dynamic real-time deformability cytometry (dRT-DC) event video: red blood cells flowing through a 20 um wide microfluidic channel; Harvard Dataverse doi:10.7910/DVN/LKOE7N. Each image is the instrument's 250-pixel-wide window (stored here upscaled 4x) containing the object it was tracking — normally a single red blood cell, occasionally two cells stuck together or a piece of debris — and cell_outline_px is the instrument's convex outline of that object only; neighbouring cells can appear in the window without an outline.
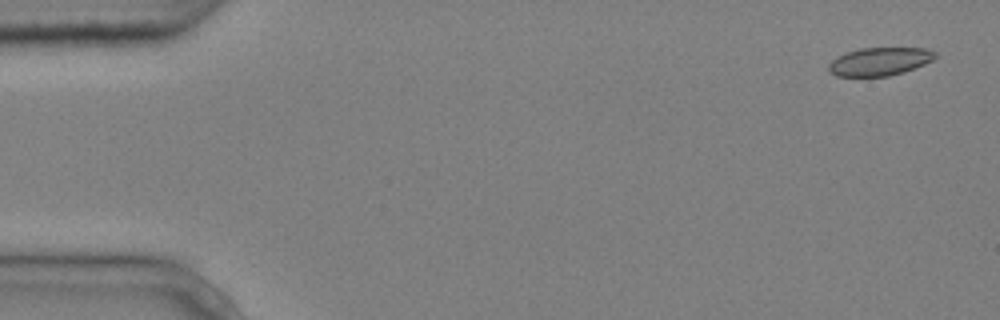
{"species": "common noctule bat (a hibernating species)", "species_latin": "Nyctalus noctula", "temperature_condition": "cold", "stored_images_in_passage": 6, "camera_frame_rate_fps": 3000, "um_per_image_px": 0.085, "animal": {"sex": "male", "body_mass_g": 20.4}, "frame": {"image": 1, "passage_image": 1, "time_ms": 0.0, "image_size_px": [1000, 320], "cell_outline_px": [[936, 56], [932, 60], [924, 64], [904, 72], [888, 76], [836, 76], [828, 72], [828, 64], [836, 56], [860, 48], [924, 48], [936, 52]], "centroid_in_image_um": [74.73, 5.23], "position_along_channel_um": 10.3, "area_um2": 17.46}}
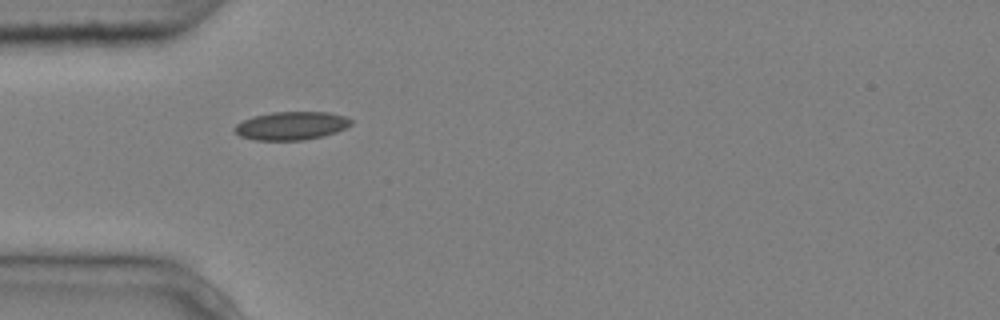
{"frame": {"image": 2, "passage_image": 5, "time_ms": 1.333, "image_size_px": [1000, 320], "cell_outline_px": [[352, 124], [336, 132], [324, 136], [304, 140], [256, 140], [240, 136], [232, 128], [236, 124], [252, 116], [272, 112], [328, 112], [344, 116], [352, 120]], "centroid_in_image_um": [24.75, 10.69], "position_along_channel_um": 60.2, "area_um2": 19.19}}
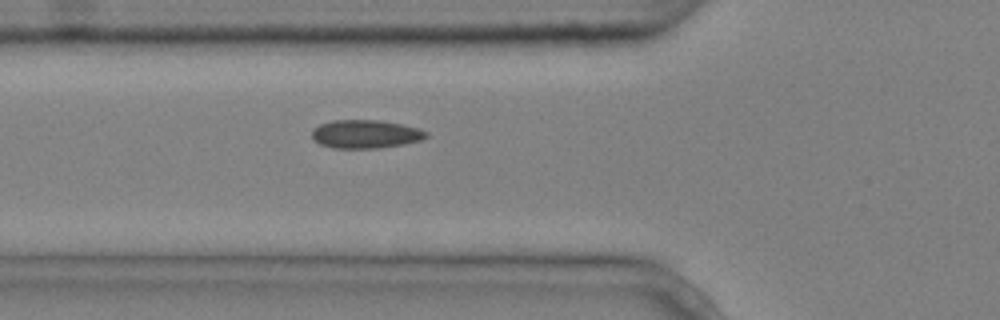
{"frame": {"image": 3, "passage_image": 6, "time_ms": 1.667, "image_size_px": [1000, 320], "cell_outline_px": [[428, 136], [420, 140], [404, 144], [380, 148], [332, 148], [320, 144], [312, 140], [312, 128], [320, 124], [332, 120], [380, 120], [420, 128], [428, 132]], "centroid_in_image_um": [31.05, 11.4], "position_along_channel_um": 94.8, "area_um2": 19.07}}